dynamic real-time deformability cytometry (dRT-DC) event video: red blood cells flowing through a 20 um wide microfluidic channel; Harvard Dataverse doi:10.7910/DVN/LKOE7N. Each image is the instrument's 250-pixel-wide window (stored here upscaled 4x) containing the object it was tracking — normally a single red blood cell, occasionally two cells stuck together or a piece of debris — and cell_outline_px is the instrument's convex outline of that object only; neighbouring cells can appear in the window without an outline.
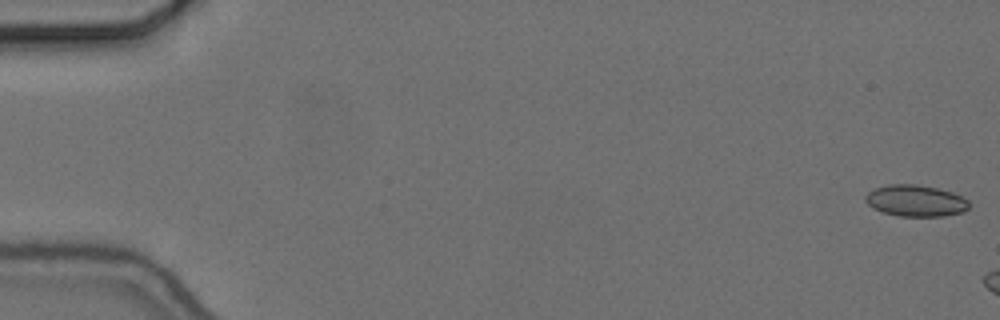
{"species": "common noctule bat (a hibernating species)", "species_latin": "Nyctalus noctula", "temperature_condition": "cold", "stored_images_in_passage": 7, "camera_frame_rate_fps": 3000, "um_per_image_px": 0.085, "animal": {"sex": "female", "body_mass_g": 24.6, "forearm_length_mm": 56.2}, "frame": {"image": 1, "passage_image": 1, "time_ms": 0.0, "image_size_px": [1000, 320], "cell_outline_px": [[968, 208], [964, 212], [944, 216], [900, 216], [884, 212], [872, 208], [864, 200], [864, 196], [868, 192], [876, 188], [888, 184], [916, 184], [936, 188], [952, 192], [968, 200]], "centroid_in_image_um": [77.81, 17.06], "position_along_channel_um": 7.2, "area_um2": 18.96}}